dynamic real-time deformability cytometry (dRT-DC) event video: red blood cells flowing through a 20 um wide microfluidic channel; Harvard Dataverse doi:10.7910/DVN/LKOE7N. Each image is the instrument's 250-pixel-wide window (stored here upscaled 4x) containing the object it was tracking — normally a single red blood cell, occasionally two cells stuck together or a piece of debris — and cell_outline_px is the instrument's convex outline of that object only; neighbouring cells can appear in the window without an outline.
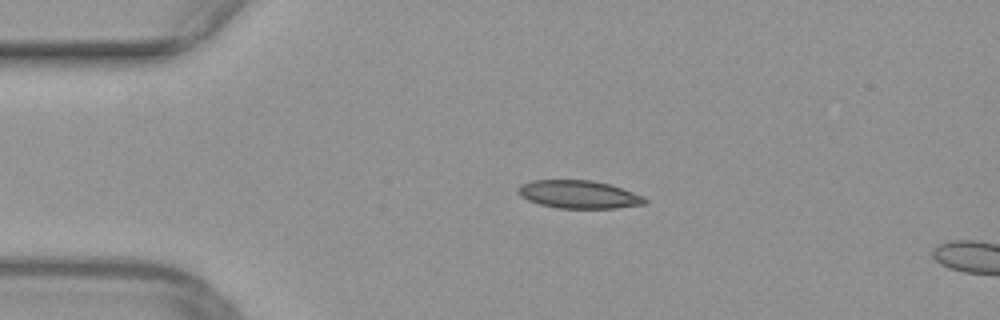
{"species": "common noctule bat (a hibernating species)", "species_latin": "Nyctalus noctula", "temperature_condition": "warm", "stored_images_in_passage": 13, "camera_frame_rate_fps": 3000, "um_per_image_px": 0.085, "animal": {"sex": "female", "body_mass_g": 29.2, "forearm_length_mm": 56.3}, "frame": {"image": 1, "passage_image": 10, "time_ms": 3.0, "image_size_px": [1000, 320], "cell_outline_px": [[648, 200], [644, 204], [616, 208], [556, 208], [540, 204], [528, 200], [520, 196], [516, 192], [516, 188], [520, 184], [532, 180], [592, 180], [608, 184], [644, 196]], "centroid_in_image_um": [49.14, 16.52], "position_along_channel_um": 35.9, "area_um2": 20.69}}